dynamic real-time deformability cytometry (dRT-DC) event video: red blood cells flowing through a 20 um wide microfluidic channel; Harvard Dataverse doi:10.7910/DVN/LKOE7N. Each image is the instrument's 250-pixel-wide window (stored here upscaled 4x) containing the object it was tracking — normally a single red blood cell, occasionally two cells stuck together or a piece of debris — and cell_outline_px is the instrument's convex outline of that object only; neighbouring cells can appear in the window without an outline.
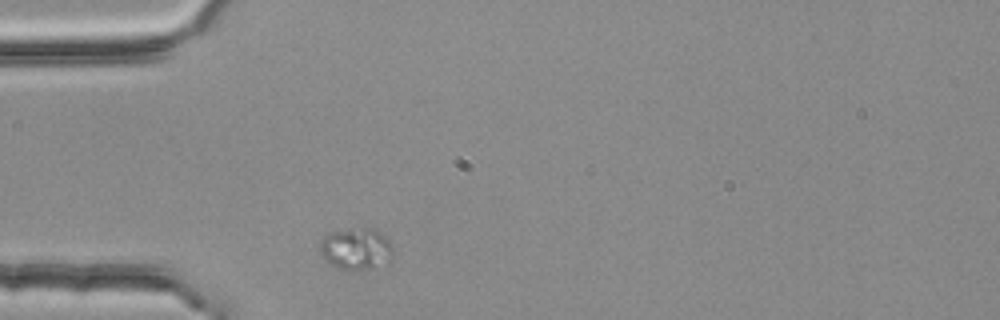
{"species": "common noctule bat (a hibernating species)", "species_latin": "Nyctalus noctula", "temperature_condition": "room temperature", "stored_images_in_passage": 1, "camera_frame_rate_fps": 3000, "um_per_image_px": 0.085, "animal": {"sex": "female", "body_mass_g": 25.1}, "frame": {"image": 1, "passage_image": 1, "time_ms": 0.0, "image_size_px": [1000, 320], "cell_outline_px": [[392, 256], [388, 260], [372, 268], [340, 268], [324, 260], [320, 252], [320, 240], [328, 232], [348, 228], [372, 228], [384, 236], [392, 244]], "centroid_in_image_um": [30.22, 21.1], "position_along_channel_um": 54.8, "area_um2": 17.46}}